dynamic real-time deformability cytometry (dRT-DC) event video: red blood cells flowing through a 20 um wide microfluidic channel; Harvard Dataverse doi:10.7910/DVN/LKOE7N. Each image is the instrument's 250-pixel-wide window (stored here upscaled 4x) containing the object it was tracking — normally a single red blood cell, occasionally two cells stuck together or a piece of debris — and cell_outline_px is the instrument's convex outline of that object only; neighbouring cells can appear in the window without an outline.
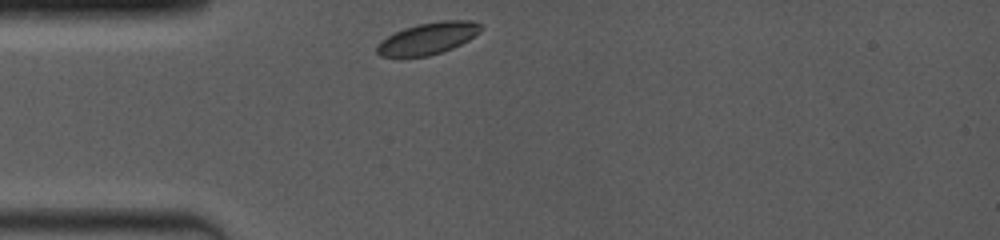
{"species": "common noctule bat (a hibernating species)", "species_latin": "Nyctalus noctula", "temperature_condition": "room temperature", "stored_images_in_passage": 28, "camera_frame_rate_fps": 4000, "um_per_image_px": 0.085, "animal": {"sex": "female", "body_mass_g": 19.0, "forearm_length_mm": 53.3}, "frame": {"image": 1, "passage_image": 1, "time_ms": 0.0, "image_size_px": [1000, 240], "cell_outline_px": [[484, 28], [480, 32], [468, 40], [452, 48], [428, 56], [380, 56], [376, 52], [376, 44], [380, 40], [404, 28], [416, 24], [444, 20], [472, 20], [480, 24]], "centroid_in_image_um": [36.38, 3.25], "position_along_channel_um": 48.6, "area_um2": 19.19}}
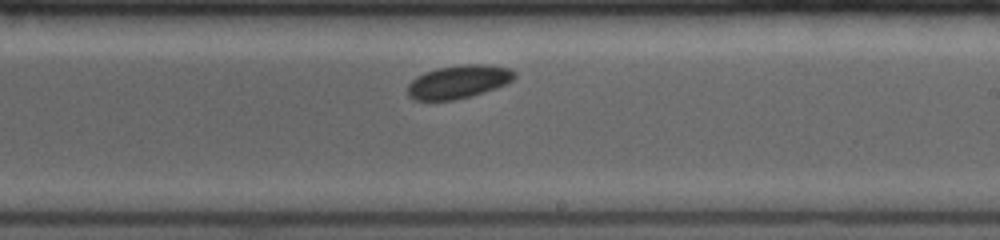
{"frame": {"image": 2, "passage_image": 16, "time_ms": 5.5, "image_size_px": [1000, 240], "cell_outline_px": [[516, 76], [512, 80], [496, 88], [472, 96], [456, 100], [412, 100], [408, 96], [408, 84], [416, 76], [424, 72], [436, 68], [464, 64], [488, 64], [508, 68], [516, 72]], "centroid_in_image_um": [38.95, 6.95], "position_along_channel_um": 250.0, "area_um2": 20.87}}
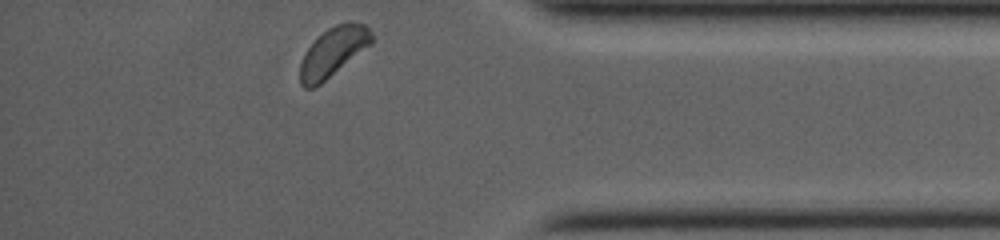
{"frame": {"image": 3, "passage_image": 28, "time_ms": 9.75, "image_size_px": [1000, 240], "cell_outline_px": [[372, 44], [320, 84], [312, 88], [304, 88], [300, 84], [300, 64], [304, 52], [316, 36], [328, 28], [336, 24], [348, 20], [364, 24], [372, 32]], "centroid_in_image_um": [28.3, 4.38], "position_along_channel_um": 406.9, "area_um2": 20.75}, "authors_computed_cell_mechanics": {"area_um2": 20.1144, "velocity_mm_per_s": 3.9091, "shape_relaxation_time_tau1_ms": 1.3191, "shape_relaxation_time_tau2_ms": null, "deformation_change_tau1": 0.0335, "deformation_change_tau2": null}}